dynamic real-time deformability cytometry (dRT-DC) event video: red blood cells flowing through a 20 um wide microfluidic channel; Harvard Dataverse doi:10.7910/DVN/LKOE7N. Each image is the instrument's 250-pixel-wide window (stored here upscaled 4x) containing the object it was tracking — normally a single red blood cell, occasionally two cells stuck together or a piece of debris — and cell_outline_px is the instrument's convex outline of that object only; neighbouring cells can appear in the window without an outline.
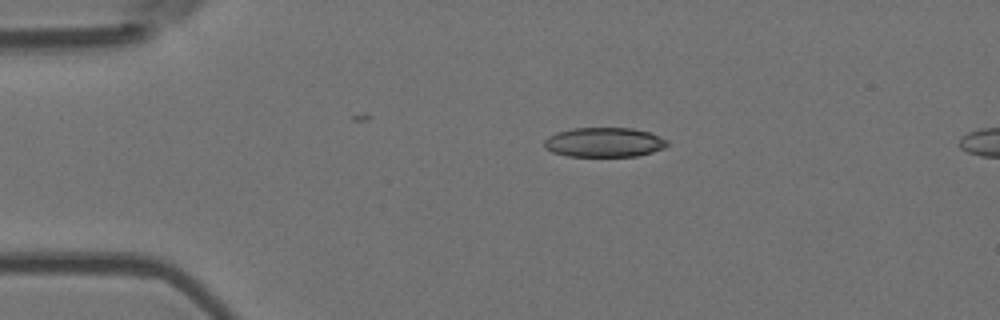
{"species": "Egyptian fruit bat (a non-hibernating species)", "species_latin": "Rousettus aegyptiacus", "temperature_condition": "room temperature", "stored_images_in_passage": 6, "camera_frame_rate_fps": 3000, "um_per_image_px": 0.085, "animal": {"sex": "female"}, "frame": {"image": 1, "passage_image": 1, "time_ms": 0.0, "image_size_px": [1000, 320], "cell_outline_px": [[668, 144], [664, 148], [652, 152], [636, 156], [568, 156], [552, 152], [544, 148], [544, 140], [548, 136], [556, 132], [572, 128], [632, 128], [648, 132], [660, 136], [668, 140]], "centroid_in_image_um": [51.34, 12.09], "position_along_channel_um": 33.7, "area_um2": 21.27}}